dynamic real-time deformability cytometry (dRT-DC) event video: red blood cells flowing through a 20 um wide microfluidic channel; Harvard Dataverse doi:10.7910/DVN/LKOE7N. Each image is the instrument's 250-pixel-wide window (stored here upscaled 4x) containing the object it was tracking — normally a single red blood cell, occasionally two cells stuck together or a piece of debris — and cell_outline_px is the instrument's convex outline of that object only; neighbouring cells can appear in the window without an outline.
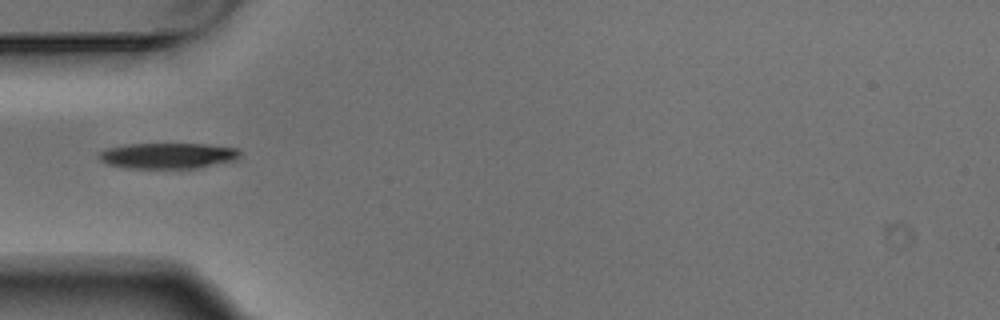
{"species": "Egyptian fruit bat (a non-hibernating species)", "species_latin": "Rousettus aegyptiacus", "temperature_condition": "warm", "stored_images_in_passage": 3, "camera_frame_rate_fps": 3000, "um_per_image_px": 0.085, "animal": {"sex": "male"}, "frame": {"image": 1, "passage_image": 3, "time_ms": 0.667, "image_size_px": [1000, 320], "cell_outline_px": [[240, 156], [236, 160], [196, 168], [124, 168], [108, 164], [100, 160], [96, 156], [96, 152], [108, 148], [128, 144], [204, 144], [236, 148], [240, 152]], "centroid_in_image_um": [14.21, 13.24], "position_along_channel_um": 70.8, "area_um2": 21.21}}